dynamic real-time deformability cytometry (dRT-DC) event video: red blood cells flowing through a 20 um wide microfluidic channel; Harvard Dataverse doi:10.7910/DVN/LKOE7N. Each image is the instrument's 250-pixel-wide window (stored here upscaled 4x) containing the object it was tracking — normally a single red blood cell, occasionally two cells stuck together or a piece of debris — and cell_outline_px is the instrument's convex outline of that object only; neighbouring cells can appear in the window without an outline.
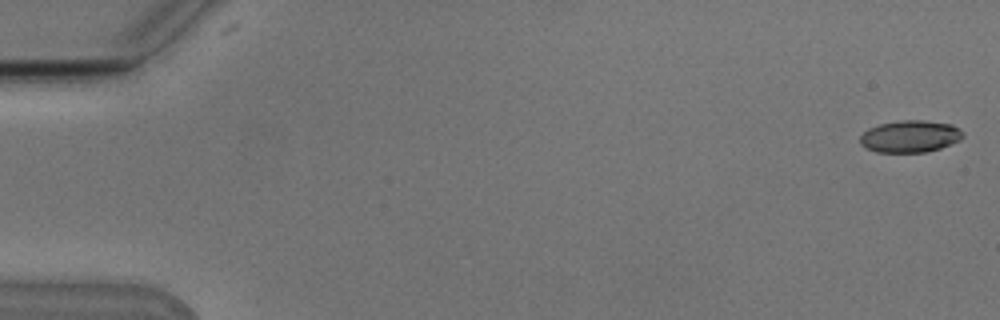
{"species": "Egyptian fruit bat (a non-hibernating species)", "species_latin": "Rousettus aegyptiacus", "temperature_condition": "cold", "stored_images_in_passage": 52, "camera_frame_rate_fps": 3000, "um_per_image_px": 0.085, "animal": {"sex": "male"}, "frame": {"image": 1, "passage_image": 2, "time_ms": 0.333, "image_size_px": [1000, 320], "cell_outline_px": [[964, 136], [960, 140], [940, 148], [924, 152], [876, 152], [860, 144], [860, 136], [868, 128], [880, 124], [900, 120], [924, 120], [952, 124], [964, 132]], "centroid_in_image_um": [77.37, 11.58], "position_along_channel_um": 7.6, "area_um2": 19.19}}
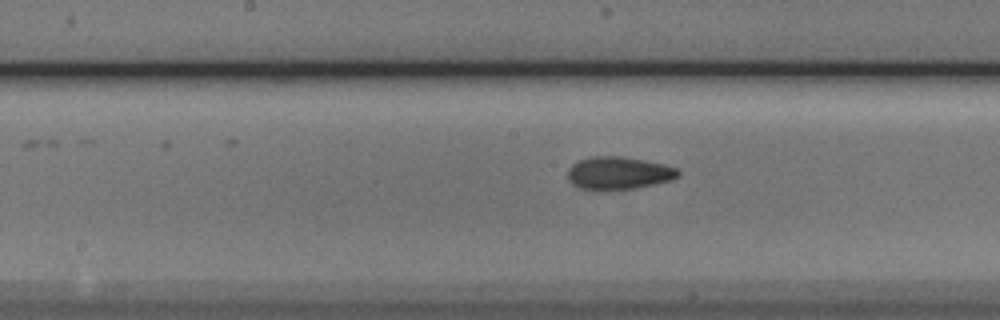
{"frame": {"image": 2, "passage_image": 29, "time_ms": 9.333, "image_size_px": [1000, 320], "cell_outline_px": [[680, 176], [672, 180], [636, 188], [592, 192], [580, 188], [572, 184], [568, 180], [568, 168], [572, 164], [580, 160], [592, 156], [620, 156], [644, 160], [664, 164], [676, 168], [680, 172]], "centroid_in_image_um": [52.55, 14.74], "position_along_channel_um": 195.6, "area_um2": 21.5}}
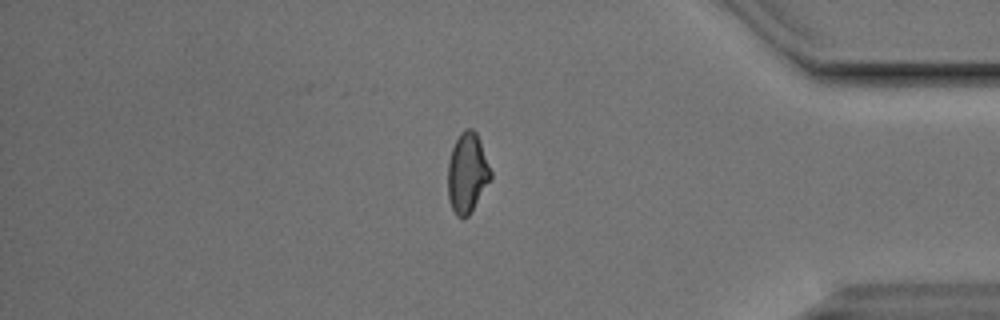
{"frame": {"image": 3, "passage_image": 47, "time_ms": 15.333, "image_size_px": [1000, 320], "cell_outline_px": [[492, 176], [468, 216], [456, 216], [452, 208], [448, 196], [448, 160], [452, 148], [460, 132], [464, 128], [472, 128], [476, 132], [492, 172]], "centroid_in_image_um": [39.7, 14.66], "position_along_channel_um": 395.5, "area_um2": 19.65}}